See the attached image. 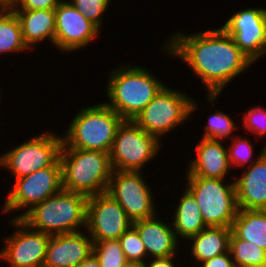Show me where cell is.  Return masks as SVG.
Segmentation results:
<instances>
[{"mask_svg":"<svg viewBox=\"0 0 266 267\" xmlns=\"http://www.w3.org/2000/svg\"><path fill=\"white\" fill-rule=\"evenodd\" d=\"M183 34L182 31L167 38L162 50L190 67L207 88L206 100L214 105L224 87L253 63L222 28Z\"/></svg>","mask_w":266,"mask_h":267,"instance_id":"6da1fadb","label":"cell"},{"mask_svg":"<svg viewBox=\"0 0 266 267\" xmlns=\"http://www.w3.org/2000/svg\"><path fill=\"white\" fill-rule=\"evenodd\" d=\"M142 66L131 64L113 69L108 78L106 92L109 107L123 120H133L165 86Z\"/></svg>","mask_w":266,"mask_h":267,"instance_id":"7a4b0ae2","label":"cell"},{"mask_svg":"<svg viewBox=\"0 0 266 267\" xmlns=\"http://www.w3.org/2000/svg\"><path fill=\"white\" fill-rule=\"evenodd\" d=\"M63 190L87 197L107 192L113 172L109 153L83 149H60Z\"/></svg>","mask_w":266,"mask_h":267,"instance_id":"3957f363","label":"cell"},{"mask_svg":"<svg viewBox=\"0 0 266 267\" xmlns=\"http://www.w3.org/2000/svg\"><path fill=\"white\" fill-rule=\"evenodd\" d=\"M123 119L106 103L88 106L76 113L62 137L61 149L109 153Z\"/></svg>","mask_w":266,"mask_h":267,"instance_id":"277c9868","label":"cell"},{"mask_svg":"<svg viewBox=\"0 0 266 267\" xmlns=\"http://www.w3.org/2000/svg\"><path fill=\"white\" fill-rule=\"evenodd\" d=\"M88 197L66 190L35 205L21 219L31 228L49 235L81 231L86 228Z\"/></svg>","mask_w":266,"mask_h":267,"instance_id":"5b68a950","label":"cell"},{"mask_svg":"<svg viewBox=\"0 0 266 267\" xmlns=\"http://www.w3.org/2000/svg\"><path fill=\"white\" fill-rule=\"evenodd\" d=\"M185 178V188L194 196L206 226L231 228L239 211L234 181L224 184L225 179Z\"/></svg>","mask_w":266,"mask_h":267,"instance_id":"8992f818","label":"cell"},{"mask_svg":"<svg viewBox=\"0 0 266 267\" xmlns=\"http://www.w3.org/2000/svg\"><path fill=\"white\" fill-rule=\"evenodd\" d=\"M165 85L148 103L134 122L150 135L160 138L187 120L196 109L193 98ZM162 136V137H161Z\"/></svg>","mask_w":266,"mask_h":267,"instance_id":"52a82bcc","label":"cell"},{"mask_svg":"<svg viewBox=\"0 0 266 267\" xmlns=\"http://www.w3.org/2000/svg\"><path fill=\"white\" fill-rule=\"evenodd\" d=\"M161 141L150 135L133 120L118 126L109 152L111 166L118 171H142L146 163L158 155Z\"/></svg>","mask_w":266,"mask_h":267,"instance_id":"ba28073f","label":"cell"},{"mask_svg":"<svg viewBox=\"0 0 266 267\" xmlns=\"http://www.w3.org/2000/svg\"><path fill=\"white\" fill-rule=\"evenodd\" d=\"M43 132L21 143L0 156V166L12 173L15 179L52 166L58 159L62 137Z\"/></svg>","mask_w":266,"mask_h":267,"instance_id":"9c48e42d","label":"cell"},{"mask_svg":"<svg viewBox=\"0 0 266 267\" xmlns=\"http://www.w3.org/2000/svg\"><path fill=\"white\" fill-rule=\"evenodd\" d=\"M62 189L61 164L58 159L50 167L15 179L1 209L2 213H10L27 208L24 213L15 217L22 218L35 205L59 193Z\"/></svg>","mask_w":266,"mask_h":267,"instance_id":"30bf717a","label":"cell"},{"mask_svg":"<svg viewBox=\"0 0 266 267\" xmlns=\"http://www.w3.org/2000/svg\"><path fill=\"white\" fill-rule=\"evenodd\" d=\"M142 173L113 170L107 189L132 222L157 216L152 192Z\"/></svg>","mask_w":266,"mask_h":267,"instance_id":"8fae6325","label":"cell"},{"mask_svg":"<svg viewBox=\"0 0 266 267\" xmlns=\"http://www.w3.org/2000/svg\"><path fill=\"white\" fill-rule=\"evenodd\" d=\"M10 222L16 230L3 239L0 262H8V267H43L51 235L31 228L21 218Z\"/></svg>","mask_w":266,"mask_h":267,"instance_id":"7c38bea8","label":"cell"},{"mask_svg":"<svg viewBox=\"0 0 266 267\" xmlns=\"http://www.w3.org/2000/svg\"><path fill=\"white\" fill-rule=\"evenodd\" d=\"M131 225L124 209L107 192L88 197L86 229L93 243L117 240Z\"/></svg>","mask_w":266,"mask_h":267,"instance_id":"4fadbf2b","label":"cell"},{"mask_svg":"<svg viewBox=\"0 0 266 267\" xmlns=\"http://www.w3.org/2000/svg\"><path fill=\"white\" fill-rule=\"evenodd\" d=\"M221 28L252 63L266 54V9L237 11Z\"/></svg>","mask_w":266,"mask_h":267,"instance_id":"5bb4252c","label":"cell"},{"mask_svg":"<svg viewBox=\"0 0 266 267\" xmlns=\"http://www.w3.org/2000/svg\"><path fill=\"white\" fill-rule=\"evenodd\" d=\"M55 11L56 31L54 46L59 51L69 52L82 49L100 34V30L85 18L69 0H62Z\"/></svg>","mask_w":266,"mask_h":267,"instance_id":"9a60e30c","label":"cell"},{"mask_svg":"<svg viewBox=\"0 0 266 267\" xmlns=\"http://www.w3.org/2000/svg\"><path fill=\"white\" fill-rule=\"evenodd\" d=\"M93 244L82 231L51 235L43 267H76L93 252Z\"/></svg>","mask_w":266,"mask_h":267,"instance_id":"2e32d148","label":"cell"},{"mask_svg":"<svg viewBox=\"0 0 266 267\" xmlns=\"http://www.w3.org/2000/svg\"><path fill=\"white\" fill-rule=\"evenodd\" d=\"M258 155V160L235 179L239 209L266 210V144Z\"/></svg>","mask_w":266,"mask_h":267,"instance_id":"e0dca14e","label":"cell"},{"mask_svg":"<svg viewBox=\"0 0 266 267\" xmlns=\"http://www.w3.org/2000/svg\"><path fill=\"white\" fill-rule=\"evenodd\" d=\"M196 156L187 169L186 176L225 179L231 165L223 141L202 138L195 146ZM230 168V169H229Z\"/></svg>","mask_w":266,"mask_h":267,"instance_id":"ac0fdd59","label":"cell"},{"mask_svg":"<svg viewBox=\"0 0 266 267\" xmlns=\"http://www.w3.org/2000/svg\"><path fill=\"white\" fill-rule=\"evenodd\" d=\"M166 223L155 216L132 222L145 245L148 258L149 255L150 258L176 256L180 240L172 225Z\"/></svg>","mask_w":266,"mask_h":267,"instance_id":"d6986e66","label":"cell"},{"mask_svg":"<svg viewBox=\"0 0 266 267\" xmlns=\"http://www.w3.org/2000/svg\"><path fill=\"white\" fill-rule=\"evenodd\" d=\"M13 11L19 18L23 40L29 50L47 38L54 45L56 31L54 9Z\"/></svg>","mask_w":266,"mask_h":267,"instance_id":"ffe728a7","label":"cell"},{"mask_svg":"<svg viewBox=\"0 0 266 267\" xmlns=\"http://www.w3.org/2000/svg\"><path fill=\"white\" fill-rule=\"evenodd\" d=\"M231 234L232 228L229 227H205L198 234L188 238L193 241L190 252L199 263L222 255L229 251Z\"/></svg>","mask_w":266,"mask_h":267,"instance_id":"44dd1931","label":"cell"},{"mask_svg":"<svg viewBox=\"0 0 266 267\" xmlns=\"http://www.w3.org/2000/svg\"><path fill=\"white\" fill-rule=\"evenodd\" d=\"M179 200L177 208L174 210L172 227L179 240L181 238L187 240L207 226L203 221L200 208L194 196L187 189L184 190Z\"/></svg>","mask_w":266,"mask_h":267,"instance_id":"7402d4cb","label":"cell"},{"mask_svg":"<svg viewBox=\"0 0 266 267\" xmlns=\"http://www.w3.org/2000/svg\"><path fill=\"white\" fill-rule=\"evenodd\" d=\"M231 228L239 239L266 250V210L239 209Z\"/></svg>","mask_w":266,"mask_h":267,"instance_id":"603a6c76","label":"cell"},{"mask_svg":"<svg viewBox=\"0 0 266 267\" xmlns=\"http://www.w3.org/2000/svg\"><path fill=\"white\" fill-rule=\"evenodd\" d=\"M26 46L19 18L13 10H0V54L24 52Z\"/></svg>","mask_w":266,"mask_h":267,"instance_id":"cb8c5ba5","label":"cell"},{"mask_svg":"<svg viewBox=\"0 0 266 267\" xmlns=\"http://www.w3.org/2000/svg\"><path fill=\"white\" fill-rule=\"evenodd\" d=\"M229 251L236 267H266V250L250 241L239 239L233 232Z\"/></svg>","mask_w":266,"mask_h":267,"instance_id":"d4e9b609","label":"cell"},{"mask_svg":"<svg viewBox=\"0 0 266 267\" xmlns=\"http://www.w3.org/2000/svg\"><path fill=\"white\" fill-rule=\"evenodd\" d=\"M93 253L100 267H125L129 264L119 240H102L93 244Z\"/></svg>","mask_w":266,"mask_h":267,"instance_id":"484cf974","label":"cell"},{"mask_svg":"<svg viewBox=\"0 0 266 267\" xmlns=\"http://www.w3.org/2000/svg\"><path fill=\"white\" fill-rule=\"evenodd\" d=\"M118 240L129 263L142 265L145 262L147 251L137 229L133 225Z\"/></svg>","mask_w":266,"mask_h":267,"instance_id":"4316f807","label":"cell"},{"mask_svg":"<svg viewBox=\"0 0 266 267\" xmlns=\"http://www.w3.org/2000/svg\"><path fill=\"white\" fill-rule=\"evenodd\" d=\"M208 124H205L204 134L202 138L210 140H220L226 138L231 140L230 137L232 132L236 130L235 122L231 119L230 115L223 112L216 111L215 113L209 115Z\"/></svg>","mask_w":266,"mask_h":267,"instance_id":"83f0119b","label":"cell"},{"mask_svg":"<svg viewBox=\"0 0 266 267\" xmlns=\"http://www.w3.org/2000/svg\"><path fill=\"white\" fill-rule=\"evenodd\" d=\"M112 0H71L69 1L85 18L99 30L102 26V16Z\"/></svg>","mask_w":266,"mask_h":267,"instance_id":"f1b7e54d","label":"cell"},{"mask_svg":"<svg viewBox=\"0 0 266 267\" xmlns=\"http://www.w3.org/2000/svg\"><path fill=\"white\" fill-rule=\"evenodd\" d=\"M236 137L237 139L234 138L235 140H233L232 137L231 146L227 149L231 167L234 168V166H242L243 168L245 164H248L247 162H249L250 160L251 161L249 162V166L252 165L256 160H258V158L251 159V157L254 156L252 143L246 137L240 138L238 135Z\"/></svg>","mask_w":266,"mask_h":267,"instance_id":"f546056e","label":"cell"},{"mask_svg":"<svg viewBox=\"0 0 266 267\" xmlns=\"http://www.w3.org/2000/svg\"><path fill=\"white\" fill-rule=\"evenodd\" d=\"M242 124L246 130H249L252 134H257L256 136L263 137L266 134V108L263 107H253L246 113Z\"/></svg>","mask_w":266,"mask_h":267,"instance_id":"4dcf8cb0","label":"cell"},{"mask_svg":"<svg viewBox=\"0 0 266 267\" xmlns=\"http://www.w3.org/2000/svg\"><path fill=\"white\" fill-rule=\"evenodd\" d=\"M62 0H16L13 10L55 9Z\"/></svg>","mask_w":266,"mask_h":267,"instance_id":"1f68e13d","label":"cell"},{"mask_svg":"<svg viewBox=\"0 0 266 267\" xmlns=\"http://www.w3.org/2000/svg\"><path fill=\"white\" fill-rule=\"evenodd\" d=\"M201 267H235L230 251L201 263Z\"/></svg>","mask_w":266,"mask_h":267,"instance_id":"d6a6232c","label":"cell"},{"mask_svg":"<svg viewBox=\"0 0 266 267\" xmlns=\"http://www.w3.org/2000/svg\"><path fill=\"white\" fill-rule=\"evenodd\" d=\"M175 257L176 256L152 258L154 260L149 261L150 263L145 261L142 267H175Z\"/></svg>","mask_w":266,"mask_h":267,"instance_id":"836d02e7","label":"cell"},{"mask_svg":"<svg viewBox=\"0 0 266 267\" xmlns=\"http://www.w3.org/2000/svg\"><path fill=\"white\" fill-rule=\"evenodd\" d=\"M76 267H100V263L96 255L92 252L87 258H85Z\"/></svg>","mask_w":266,"mask_h":267,"instance_id":"e575fe53","label":"cell"},{"mask_svg":"<svg viewBox=\"0 0 266 267\" xmlns=\"http://www.w3.org/2000/svg\"><path fill=\"white\" fill-rule=\"evenodd\" d=\"M16 0H0V10H13Z\"/></svg>","mask_w":266,"mask_h":267,"instance_id":"d590c367","label":"cell"},{"mask_svg":"<svg viewBox=\"0 0 266 267\" xmlns=\"http://www.w3.org/2000/svg\"><path fill=\"white\" fill-rule=\"evenodd\" d=\"M125 267H142V265L141 264H131V263H129L127 266H125Z\"/></svg>","mask_w":266,"mask_h":267,"instance_id":"8d00e7d4","label":"cell"}]
</instances>
